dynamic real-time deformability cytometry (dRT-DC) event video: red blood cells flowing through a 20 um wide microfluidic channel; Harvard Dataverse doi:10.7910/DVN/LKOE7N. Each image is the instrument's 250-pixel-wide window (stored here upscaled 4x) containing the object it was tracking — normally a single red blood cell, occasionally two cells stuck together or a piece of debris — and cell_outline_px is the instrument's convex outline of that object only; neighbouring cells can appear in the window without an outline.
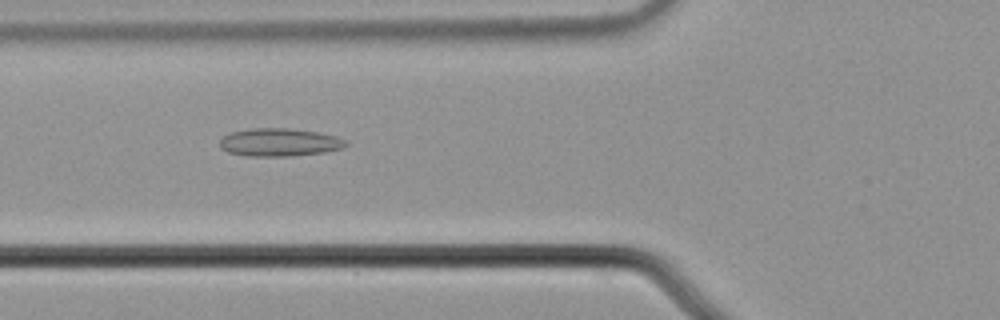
{"species": "common noctule bat (a hibernating species)", "species_latin": "Nyctalus noctula", "temperature_condition": "cold", "stored_images_in_passage": 32, "camera_frame_rate_fps": 3000, "um_per_image_px": 0.085, "animal": {"sex": "male", "body_mass_g": 21.5, "forearm_length_mm": 52.0}, "frame": {"image": 1, "passage_image": 21, "time_ms": 6.667, "image_size_px": [1000, 320], "cell_outline_px": [[348, 144], [344, 148], [324, 152], [288, 156], [248, 156], [228, 152], [220, 148], [220, 140], [224, 136], [232, 132], [248, 128], [292, 128], [316, 132], [336, 136], [348, 140]], "centroid_in_image_um": [23.77, 12.09], "position_along_channel_um": 102.0, "area_um2": 20.63}}
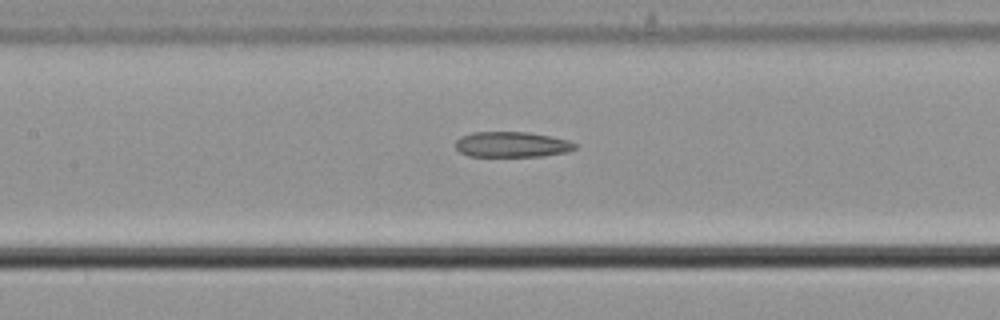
{"frame": {"image": 2, "passage_image": 26, "time_ms": 8.333, "image_size_px": [1000, 320], "cell_outline_px": [[576, 148], [568, 152], [544, 156], [468, 156], [460, 152], [456, 148], [456, 140], [460, 136], [472, 132], [528, 132], [568, 140], [576, 144]], "centroid_in_image_um": [43.49, 12.28], "position_along_channel_um": 163.9, "area_um2": 17.74}}
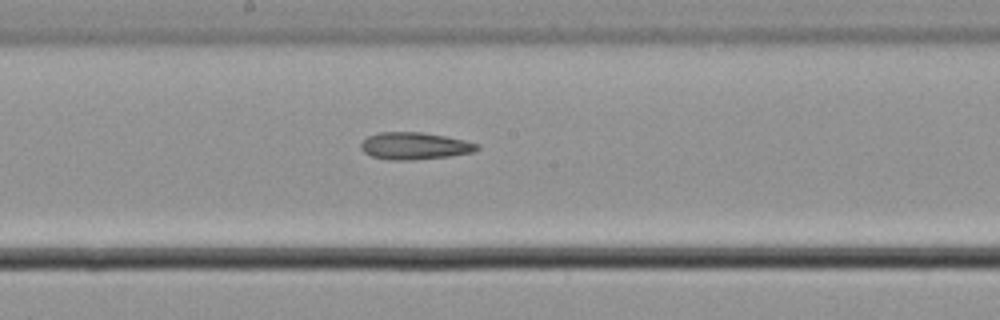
{"frame": {"image": 3, "passage_image": 30, "time_ms": 9.667, "image_size_px": [1000, 320], "cell_outline_px": [[480, 148], [476, 152], [448, 156], [412, 160], [388, 160], [372, 156], [364, 152], [360, 148], [360, 144], [368, 136], [380, 132], [424, 132], [464, 140], [480, 144]], "centroid_in_image_um": [35.26, 12.4], "position_along_channel_um": 212.9, "area_um2": 18.44}}